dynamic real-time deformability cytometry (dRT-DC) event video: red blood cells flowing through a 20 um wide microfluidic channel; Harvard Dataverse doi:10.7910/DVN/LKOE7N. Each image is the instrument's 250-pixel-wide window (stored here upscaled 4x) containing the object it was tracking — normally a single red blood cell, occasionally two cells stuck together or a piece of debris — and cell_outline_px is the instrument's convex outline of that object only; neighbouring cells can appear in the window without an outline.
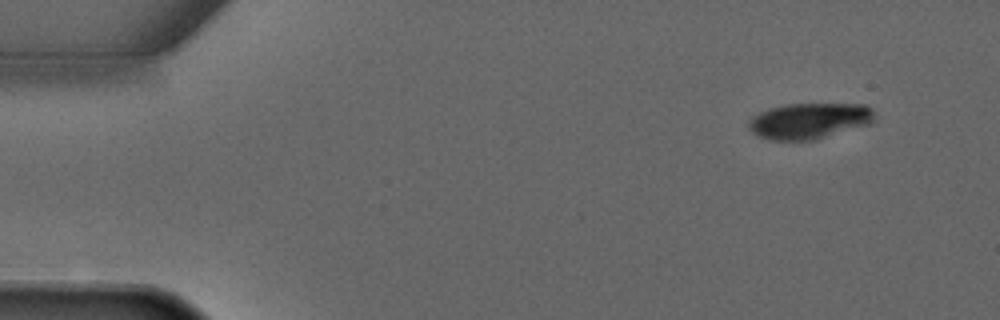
{"species": "common noctule bat (a hibernating species)", "species_latin": "Nyctalus noctula", "temperature_condition": "warm", "stored_images_in_passage": 3, "camera_frame_rate_fps": 3000, "um_per_image_px": 0.085, "animal": {"sex": "male", "forearm_length_mm": 52.5}, "frame": {"image": 1, "passage_image": 1, "time_ms": 0.0, "image_size_px": [1000, 320], "cell_outline_px": [[876, 120], [872, 124], [816, 140], [772, 140], [760, 136], [752, 132], [748, 128], [748, 120], [752, 116], [768, 108], [784, 104], [868, 104], [872, 108]], "centroid_in_image_um": [68.84, 10.27], "position_along_channel_um": 16.2, "area_um2": 26.82}}